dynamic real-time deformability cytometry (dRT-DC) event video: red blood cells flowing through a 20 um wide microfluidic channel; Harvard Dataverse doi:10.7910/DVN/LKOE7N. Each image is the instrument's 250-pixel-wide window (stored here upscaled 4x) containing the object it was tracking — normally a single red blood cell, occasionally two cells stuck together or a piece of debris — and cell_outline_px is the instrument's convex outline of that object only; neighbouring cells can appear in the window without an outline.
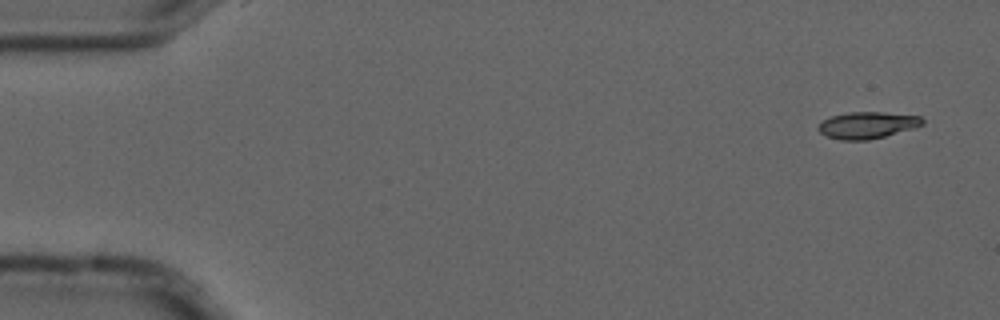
{"species": "common noctule bat (a hibernating species)", "species_latin": "Nyctalus noctula", "temperature_condition": "cold", "stored_images_in_passage": 7, "camera_frame_rate_fps": 3000, "um_per_image_px": 0.085, "animal": {"sex": "male", "forearm_length_mm": 52.5}, "frame": {"image": 1, "passage_image": 1, "time_ms": 0.0, "image_size_px": [1000, 320], "cell_outline_px": [[924, 124], [916, 128], [868, 140], [840, 140], [824, 136], [816, 128], [824, 120], [832, 116], [848, 112], [884, 112], [920, 116], [924, 120]], "centroid_in_image_um": [73.73, 10.64], "position_along_channel_um": 11.3, "area_um2": 16.3}}
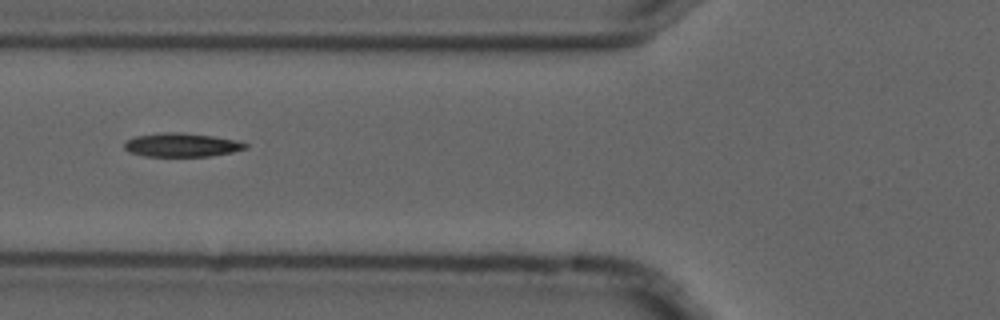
{"frame": {"image": 2, "passage_image": 6, "time_ms": 1.667, "image_size_px": [1000, 320], "cell_outline_px": [[248, 148], [232, 152], [208, 156], [144, 156], [128, 152], [124, 148], [124, 140], [136, 136], [164, 132], [180, 132], [212, 136], [236, 140], [248, 144]], "centroid_in_image_um": [15.41, 12.32], "position_along_channel_um": 110.4, "area_um2": 16.76}}
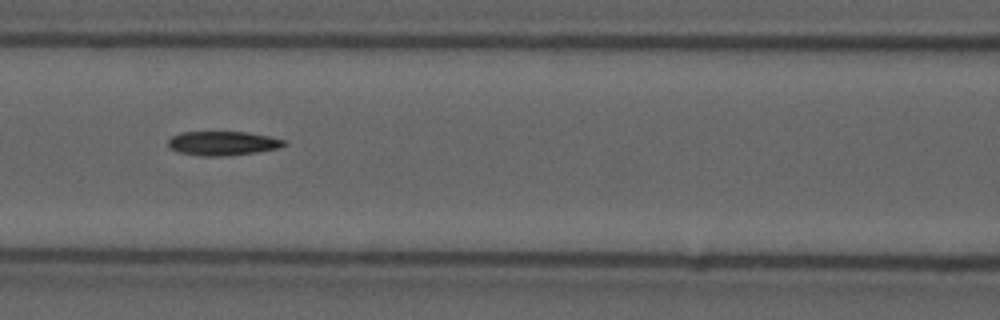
{"frame": {"image": 3, "passage_image": 7, "time_ms": 2.0, "image_size_px": [1000, 320], "cell_outline_px": [[288, 144], [280, 148], [256, 152], [224, 156], [204, 156], [180, 152], [172, 148], [168, 144], [168, 140], [172, 136], [180, 132], [248, 132], [268, 136], [284, 140]], "centroid_in_image_um": [18.97, 12.17], "position_along_channel_um": 147.6, "area_um2": 16.18}}